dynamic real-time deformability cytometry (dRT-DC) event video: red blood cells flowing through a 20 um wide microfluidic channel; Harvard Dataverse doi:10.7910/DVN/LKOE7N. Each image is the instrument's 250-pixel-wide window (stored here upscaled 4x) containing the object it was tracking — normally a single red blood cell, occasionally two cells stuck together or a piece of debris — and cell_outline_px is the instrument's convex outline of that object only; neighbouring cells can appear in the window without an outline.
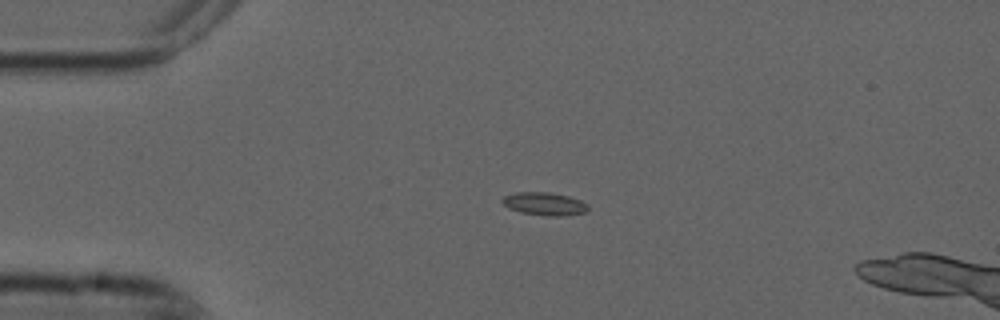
{"species": "common noctule bat (a hibernating species)", "species_latin": "Nyctalus noctula", "temperature_condition": "cold", "stored_images_in_passage": 3, "camera_frame_rate_fps": 3000, "um_per_image_px": 0.085, "animal": {"sex": "male", "forearm_length_mm": 52.5}, "frame": {"image": 1, "passage_image": 2, "time_ms": 0.333, "image_size_px": [1000, 320], "cell_outline_px": [[588, 208], [584, 212], [564, 216], [548, 216], [520, 212], [508, 208], [500, 200], [504, 196], [516, 192], [548, 192], [568, 196], [580, 200], [588, 204]], "centroid_in_image_um": [46.26, 17.32], "position_along_channel_um": 38.7, "area_um2": 11.44}}